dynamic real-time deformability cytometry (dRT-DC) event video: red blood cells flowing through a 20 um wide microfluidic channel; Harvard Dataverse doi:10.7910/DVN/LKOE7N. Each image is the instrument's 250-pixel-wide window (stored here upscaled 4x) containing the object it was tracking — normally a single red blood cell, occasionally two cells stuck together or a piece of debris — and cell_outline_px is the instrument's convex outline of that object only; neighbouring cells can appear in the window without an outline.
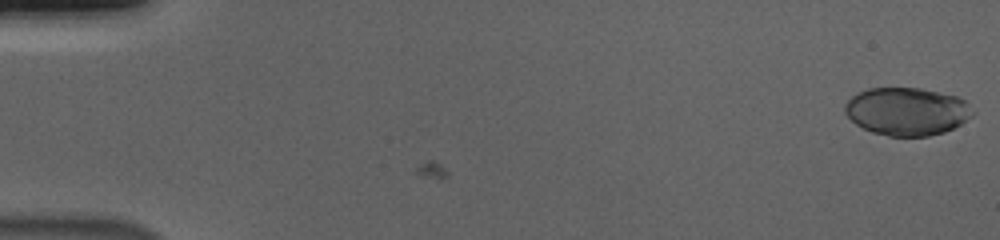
{"species": "human", "species_latin": "Homo sapiens", "temperature_condition": "cold", "stored_images_in_passage": 56, "camera_frame_rate_fps": 3000, "um_per_image_px": 0.085, "donor": {"sex": "male"}, "frame": {"image": 1, "passage_image": 1, "time_ms": 0.0, "image_size_px": [1000, 240], "cell_outline_px": [[976, 112], [972, 116], [960, 124], [944, 132], [928, 136], [888, 136], [872, 132], [856, 124], [844, 112], [844, 104], [852, 96], [868, 88], [920, 88], [956, 96], [964, 100]], "centroid_in_image_um": [77.08, 9.47], "position_along_channel_um": 7.9, "area_um2": 35.55}}
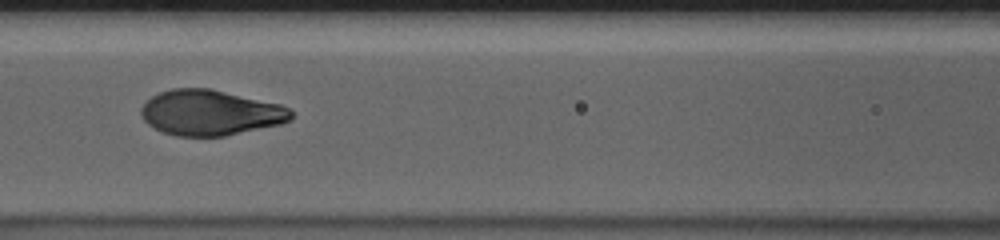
{"frame": {"image": 2, "passage_image": 26, "time_ms": 8.333, "image_size_px": [1000, 240], "cell_outline_px": [[292, 116], [288, 120], [280, 124], [224, 136], [176, 136], [164, 132], [148, 124], [140, 116], [140, 108], [152, 96], [160, 92], [172, 88], [208, 88], [280, 104], [288, 108], [292, 112]], "centroid_in_image_um": [17.84, 9.58], "position_along_channel_um": 148.8, "area_um2": 39.36}}
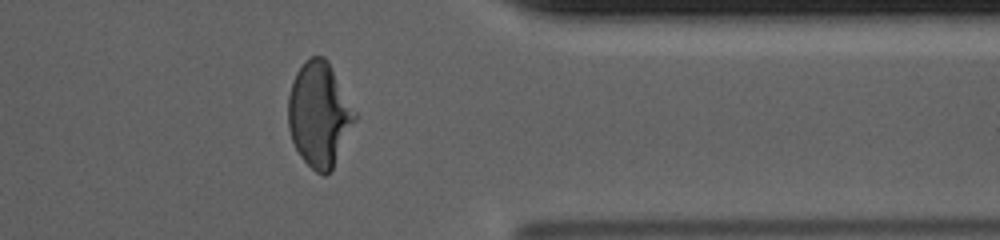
{"frame": {"image": 3, "passage_image": 46, "time_ms": 15.0, "image_size_px": [1000, 240], "cell_outline_px": [[356, 120], [332, 168], [324, 176], [316, 172], [300, 156], [292, 140], [288, 128], [288, 96], [296, 72], [304, 60], [312, 56], [324, 56], [328, 60], [356, 112]], "centroid_in_image_um": [27.12, 9.7], "position_along_channel_um": 384.3, "area_um2": 40.4}, "authors_computed_cell_mechanics": {"area_um2": 39.593, "velocity_mm_per_s": 3.6805, "shape_relaxation_time_tau1_ms": 3.6632, "shape_relaxation_time_tau2_ms": null, "deformation_change_tau1": 0.208, "deformation_change_tau2": null}}